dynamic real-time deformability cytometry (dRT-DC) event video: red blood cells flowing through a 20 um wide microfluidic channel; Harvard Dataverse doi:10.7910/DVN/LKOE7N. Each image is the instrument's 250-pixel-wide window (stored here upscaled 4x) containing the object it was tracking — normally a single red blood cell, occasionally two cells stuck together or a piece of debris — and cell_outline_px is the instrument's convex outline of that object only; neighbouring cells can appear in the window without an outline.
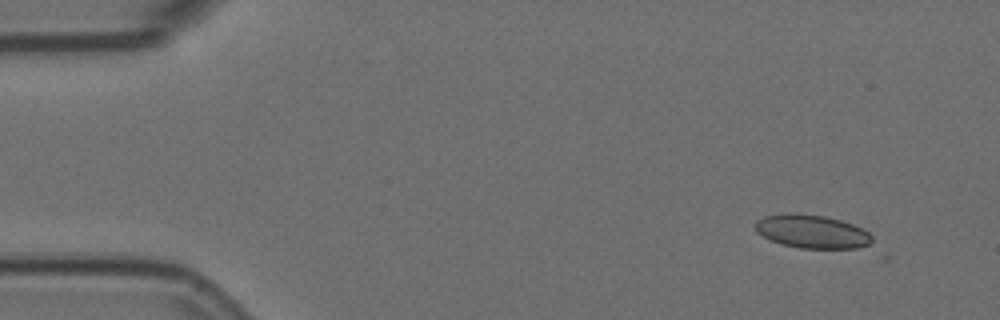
{"species": "Egyptian fruit bat (a non-hibernating species)", "species_latin": "Rousettus aegyptiacus", "temperature_condition": "room temperature", "stored_images_in_passage": 3, "camera_frame_rate_fps": 3000, "um_per_image_px": 0.085, "animal": {"sex": "female"}, "frame": {"image": 1, "passage_image": 1, "time_ms": 0.0, "image_size_px": [1000, 320], "cell_outline_px": [[872, 240], [868, 244], [856, 248], [800, 248], [784, 244], [772, 240], [756, 232], [752, 224], [756, 220], [764, 216], [788, 212], [792, 212], [824, 216], [840, 220], [852, 224], [868, 232], [872, 236]], "centroid_in_image_um": [68.95, 19.66], "position_along_channel_um": 16.0, "area_um2": 22.66}}